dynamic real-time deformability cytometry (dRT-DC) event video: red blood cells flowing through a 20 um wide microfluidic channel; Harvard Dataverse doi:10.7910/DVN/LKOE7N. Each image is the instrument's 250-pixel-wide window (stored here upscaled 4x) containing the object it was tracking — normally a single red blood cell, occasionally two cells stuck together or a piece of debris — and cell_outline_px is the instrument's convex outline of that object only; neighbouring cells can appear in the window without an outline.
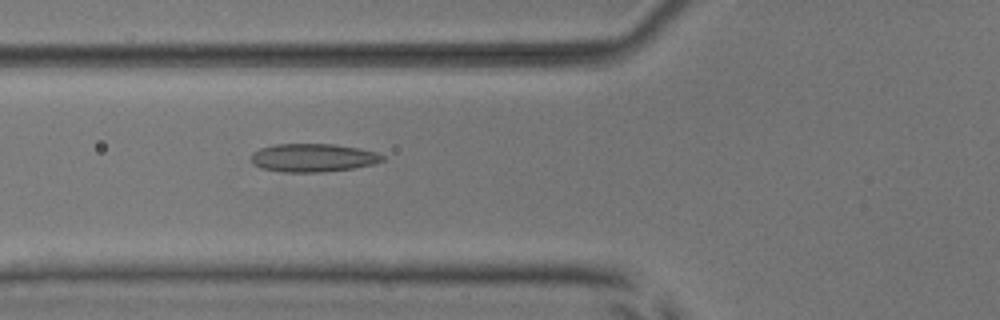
{"species": "common noctule bat (a hibernating species)", "species_latin": "Nyctalus noctula", "temperature_condition": "room temperature", "stored_images_in_passage": 52, "camera_frame_rate_fps": 3000, "um_per_image_px": 0.085, "animal": {"sex": "male", "body_mass_g": 17.9, "forearm_length_mm": 54.2}, "frame": {"image": 1, "passage_image": 20, "time_ms": 6.333, "image_size_px": [1000, 320], "cell_outline_px": [[384, 160], [376, 164], [352, 168], [320, 172], [284, 172], [260, 168], [252, 160], [252, 152], [260, 148], [276, 144], [332, 144], [360, 148], [376, 152], [384, 156]], "centroid_in_image_um": [26.63, 13.4], "position_along_channel_um": 99.2, "area_um2": 21.56}}
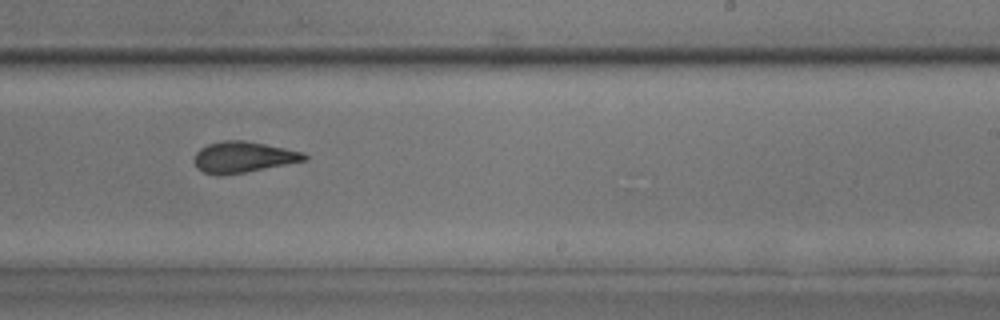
{"frame": {"image": 2, "passage_image": 33, "time_ms": 10.667, "image_size_px": [1000, 320], "cell_outline_px": [[308, 160], [244, 172], [204, 172], [196, 168], [192, 160], [196, 152], [200, 148], [208, 144], [224, 140], [244, 140], [304, 152], [308, 156]], "centroid_in_image_um": [20.69, 13.31], "position_along_channel_um": 268.3, "area_um2": 19.36}}
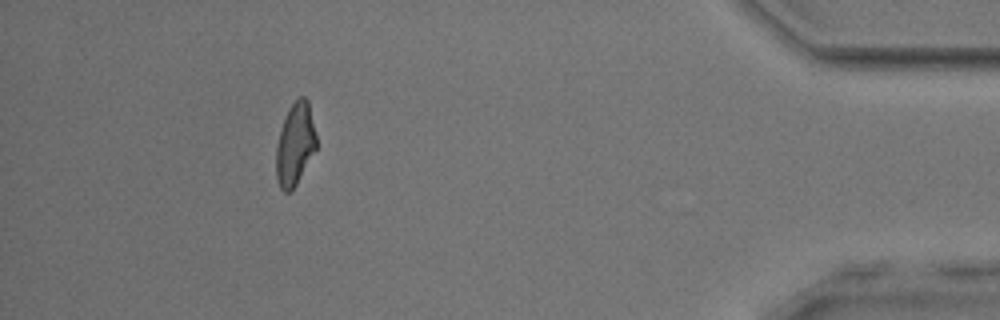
{"frame": {"image": 3, "passage_image": 48, "time_ms": 15.667, "image_size_px": [1000, 320], "cell_outline_px": [[316, 148], [292, 192], [284, 192], [280, 188], [276, 180], [276, 148], [280, 132], [288, 108], [300, 96], [304, 96], [308, 100], [316, 136]], "centroid_in_image_um": [25.07, 12.29], "position_along_channel_um": 410.1, "area_um2": 19.13}}